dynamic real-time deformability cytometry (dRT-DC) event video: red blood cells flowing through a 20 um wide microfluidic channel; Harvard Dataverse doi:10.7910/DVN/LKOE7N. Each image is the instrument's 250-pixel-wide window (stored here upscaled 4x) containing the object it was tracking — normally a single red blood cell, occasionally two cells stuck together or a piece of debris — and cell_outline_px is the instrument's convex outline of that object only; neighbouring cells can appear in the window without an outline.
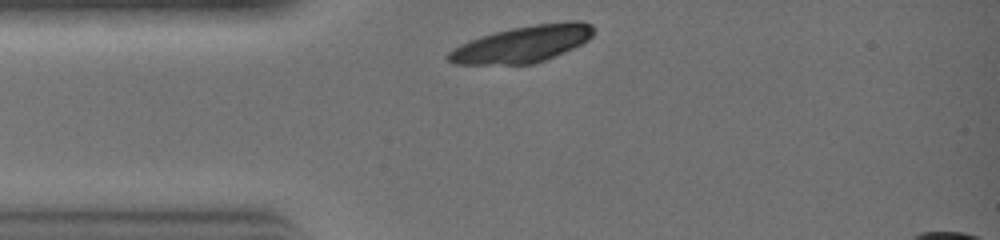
{"species": "common noctule bat (a hibernating species)", "species_latin": "Nyctalus noctula", "temperature_condition": "warm", "stored_images_in_passage": 19, "camera_frame_rate_fps": 3000, "um_per_image_px": 0.085, "animal": {"sex": "female", "body_mass_g": 19.0, "forearm_length_mm": 51.5}, "frame": {"image": 1, "passage_image": 1, "time_ms": 0.0, "image_size_px": [1000, 240], "cell_outline_px": [[596, 28], [592, 36], [588, 40], [564, 52], [544, 60], [532, 64], [452, 64], [444, 56], [452, 48], [460, 44], [480, 36], [492, 32], [512, 28], [536, 24], [568, 20], [580, 20], [592, 24]], "centroid_in_image_um": [44.41, 3.73], "position_along_channel_um": 40.6, "area_um2": 31.21}}
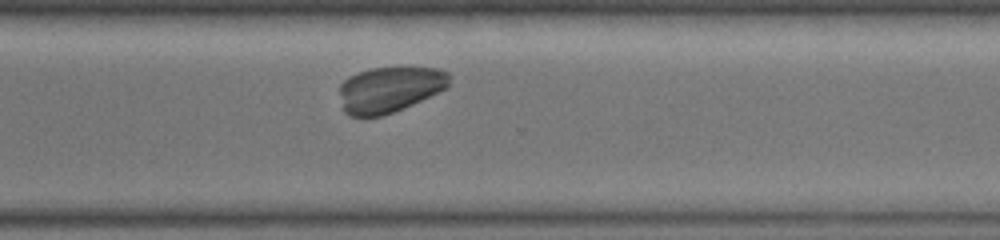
{"frame": {"image": 2, "passage_image": 16, "time_ms": 5.0, "image_size_px": [1000, 240], "cell_outline_px": [[452, 76], [448, 84], [440, 92], [404, 108], [380, 116], [348, 116], [344, 112], [340, 92], [340, 84], [348, 76], [368, 68], [440, 68], [448, 72]], "centroid_in_image_um": [33.12, 7.59], "position_along_channel_um": 337.5, "area_um2": 29.3}}
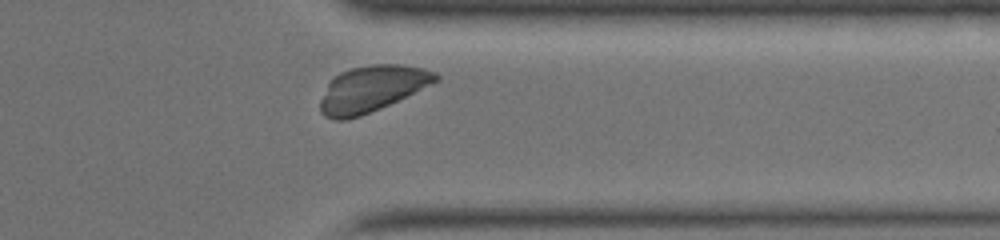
{"frame": {"image": 3, "passage_image": 18, "time_ms": 5.667, "image_size_px": [1000, 240], "cell_outline_px": [[440, 80], [380, 108], [360, 116], [344, 120], [336, 120], [324, 116], [320, 112], [320, 100], [328, 84], [340, 72], [352, 68], [372, 64], [400, 64], [424, 68], [436, 72], [440, 76]], "centroid_in_image_um": [31.62, 7.54], "position_along_channel_um": 379.8, "area_um2": 30.75}}